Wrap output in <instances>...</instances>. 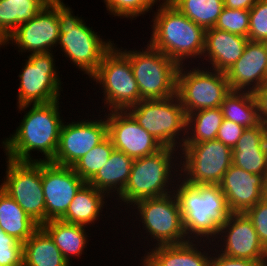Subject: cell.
I'll list each match as a JSON object with an SVG mask.
<instances>
[{
	"mask_svg": "<svg viewBox=\"0 0 267 266\" xmlns=\"http://www.w3.org/2000/svg\"><path fill=\"white\" fill-rule=\"evenodd\" d=\"M59 100L47 104L22 105L17 107L24 113L13 134L2 139L6 157L23 162H51L56 154L63 122ZM29 110H28V109ZM22 111V112H21ZM24 111V112H23ZM41 153V158L32 152ZM36 157V158H35Z\"/></svg>",
	"mask_w": 267,
	"mask_h": 266,
	"instance_id": "6da1fadb",
	"label": "cell"
},
{
	"mask_svg": "<svg viewBox=\"0 0 267 266\" xmlns=\"http://www.w3.org/2000/svg\"><path fill=\"white\" fill-rule=\"evenodd\" d=\"M152 17V34L147 41L151 47L170 57L179 66L200 63L205 47L206 30L203 27L186 17L169 1L159 3L156 10L152 11Z\"/></svg>",
	"mask_w": 267,
	"mask_h": 266,
	"instance_id": "7a4b0ae2",
	"label": "cell"
},
{
	"mask_svg": "<svg viewBox=\"0 0 267 266\" xmlns=\"http://www.w3.org/2000/svg\"><path fill=\"white\" fill-rule=\"evenodd\" d=\"M175 194L189 240L212 242L232 213L219 185H191L179 178Z\"/></svg>",
	"mask_w": 267,
	"mask_h": 266,
	"instance_id": "3957f363",
	"label": "cell"
},
{
	"mask_svg": "<svg viewBox=\"0 0 267 266\" xmlns=\"http://www.w3.org/2000/svg\"><path fill=\"white\" fill-rule=\"evenodd\" d=\"M179 178L178 149L163 147L155 154L134 159L128 183L123 192L115 198L113 207L124 213L141 199L171 194ZM123 206L125 211L122 210Z\"/></svg>",
	"mask_w": 267,
	"mask_h": 266,
	"instance_id": "277c9868",
	"label": "cell"
},
{
	"mask_svg": "<svg viewBox=\"0 0 267 266\" xmlns=\"http://www.w3.org/2000/svg\"><path fill=\"white\" fill-rule=\"evenodd\" d=\"M64 0H50L49 5L56 11L59 19V38L56 48L62 57L70 60L73 67L82 75L90 77L97 71L105 53L115 44L114 40L104 39L101 34L87 26L85 19L74 15L72 7ZM60 45V46H59ZM58 46V47H57ZM64 54V55H63Z\"/></svg>",
	"mask_w": 267,
	"mask_h": 266,
	"instance_id": "5b68a950",
	"label": "cell"
},
{
	"mask_svg": "<svg viewBox=\"0 0 267 266\" xmlns=\"http://www.w3.org/2000/svg\"><path fill=\"white\" fill-rule=\"evenodd\" d=\"M127 213L129 216L126 219L130 220L128 217H132L130 220L133 222L132 228L141 230L140 224L142 223L141 231L143 232L139 231L141 238L138 235L141 246L143 243L146 245L145 241H147V247L183 244L190 241L185 233L182 214L174 193L141 199L130 206L124 215L126 216ZM135 221L139 224L138 226L134 224Z\"/></svg>",
	"mask_w": 267,
	"mask_h": 266,
	"instance_id": "8992f818",
	"label": "cell"
},
{
	"mask_svg": "<svg viewBox=\"0 0 267 266\" xmlns=\"http://www.w3.org/2000/svg\"><path fill=\"white\" fill-rule=\"evenodd\" d=\"M116 44L105 53L97 71L89 79L96 83L93 86H100L97 93H103L102 108L105 110L102 112L126 111L141 101L129 57Z\"/></svg>",
	"mask_w": 267,
	"mask_h": 266,
	"instance_id": "52a82bcc",
	"label": "cell"
},
{
	"mask_svg": "<svg viewBox=\"0 0 267 266\" xmlns=\"http://www.w3.org/2000/svg\"><path fill=\"white\" fill-rule=\"evenodd\" d=\"M120 49L129 57L141 100L165 99L176 95L179 65L175 61L148 43L139 50Z\"/></svg>",
	"mask_w": 267,
	"mask_h": 266,
	"instance_id": "ba28073f",
	"label": "cell"
},
{
	"mask_svg": "<svg viewBox=\"0 0 267 266\" xmlns=\"http://www.w3.org/2000/svg\"><path fill=\"white\" fill-rule=\"evenodd\" d=\"M126 111L163 147L180 150L184 145L187 116L177 94L165 99L141 100Z\"/></svg>",
	"mask_w": 267,
	"mask_h": 266,
	"instance_id": "9c48e42d",
	"label": "cell"
},
{
	"mask_svg": "<svg viewBox=\"0 0 267 266\" xmlns=\"http://www.w3.org/2000/svg\"><path fill=\"white\" fill-rule=\"evenodd\" d=\"M230 91L224 72L198 64L178 68L176 94L186 116L194 111L220 107Z\"/></svg>",
	"mask_w": 267,
	"mask_h": 266,
	"instance_id": "30bf717a",
	"label": "cell"
},
{
	"mask_svg": "<svg viewBox=\"0 0 267 266\" xmlns=\"http://www.w3.org/2000/svg\"><path fill=\"white\" fill-rule=\"evenodd\" d=\"M22 63L17 94V107L22 105L47 104L62 99L64 87L53 52L35 53ZM58 69V70H57ZM22 71V72H21Z\"/></svg>",
	"mask_w": 267,
	"mask_h": 266,
	"instance_id": "8fae6325",
	"label": "cell"
},
{
	"mask_svg": "<svg viewBox=\"0 0 267 266\" xmlns=\"http://www.w3.org/2000/svg\"><path fill=\"white\" fill-rule=\"evenodd\" d=\"M231 165L232 149L217 139L180 149V178L187 184L219 185Z\"/></svg>",
	"mask_w": 267,
	"mask_h": 266,
	"instance_id": "7c38bea8",
	"label": "cell"
},
{
	"mask_svg": "<svg viewBox=\"0 0 267 266\" xmlns=\"http://www.w3.org/2000/svg\"><path fill=\"white\" fill-rule=\"evenodd\" d=\"M6 171L0 187L39 226L46 222V207L42 187V162H23L5 158Z\"/></svg>",
	"mask_w": 267,
	"mask_h": 266,
	"instance_id": "4fadbf2b",
	"label": "cell"
},
{
	"mask_svg": "<svg viewBox=\"0 0 267 266\" xmlns=\"http://www.w3.org/2000/svg\"><path fill=\"white\" fill-rule=\"evenodd\" d=\"M98 117L63 122L60 130L59 144L51 161L56 165L72 167L81 157L107 137L105 114ZM104 115V116H101ZM101 116V117H100ZM98 118V119H97Z\"/></svg>",
	"mask_w": 267,
	"mask_h": 266,
	"instance_id": "5bb4252c",
	"label": "cell"
},
{
	"mask_svg": "<svg viewBox=\"0 0 267 266\" xmlns=\"http://www.w3.org/2000/svg\"><path fill=\"white\" fill-rule=\"evenodd\" d=\"M221 254L240 259L267 263V249L260 242L252 221L245 213H231L220 226L219 234L212 241Z\"/></svg>",
	"mask_w": 267,
	"mask_h": 266,
	"instance_id": "9a60e30c",
	"label": "cell"
},
{
	"mask_svg": "<svg viewBox=\"0 0 267 266\" xmlns=\"http://www.w3.org/2000/svg\"><path fill=\"white\" fill-rule=\"evenodd\" d=\"M107 136L115 150L124 152L132 159L157 153L163 145L142 128L127 111L104 112Z\"/></svg>",
	"mask_w": 267,
	"mask_h": 266,
	"instance_id": "2e32d148",
	"label": "cell"
},
{
	"mask_svg": "<svg viewBox=\"0 0 267 266\" xmlns=\"http://www.w3.org/2000/svg\"><path fill=\"white\" fill-rule=\"evenodd\" d=\"M86 182L68 166L42 162V187L46 207V222L60 219L76 193Z\"/></svg>",
	"mask_w": 267,
	"mask_h": 266,
	"instance_id": "e0dca14e",
	"label": "cell"
},
{
	"mask_svg": "<svg viewBox=\"0 0 267 266\" xmlns=\"http://www.w3.org/2000/svg\"><path fill=\"white\" fill-rule=\"evenodd\" d=\"M59 35L58 16L56 11L47 4L33 19L21 24L10 35V45H14L21 55L28 52L29 55L53 52Z\"/></svg>",
	"mask_w": 267,
	"mask_h": 266,
	"instance_id": "ac0fdd59",
	"label": "cell"
},
{
	"mask_svg": "<svg viewBox=\"0 0 267 266\" xmlns=\"http://www.w3.org/2000/svg\"><path fill=\"white\" fill-rule=\"evenodd\" d=\"M265 175L249 173L231 165L219 184L229 210L244 213L264 198Z\"/></svg>",
	"mask_w": 267,
	"mask_h": 266,
	"instance_id": "d6986e66",
	"label": "cell"
},
{
	"mask_svg": "<svg viewBox=\"0 0 267 266\" xmlns=\"http://www.w3.org/2000/svg\"><path fill=\"white\" fill-rule=\"evenodd\" d=\"M225 74L232 91L254 92L267 83L264 42L248 41L240 59Z\"/></svg>",
	"mask_w": 267,
	"mask_h": 266,
	"instance_id": "ffe728a7",
	"label": "cell"
},
{
	"mask_svg": "<svg viewBox=\"0 0 267 266\" xmlns=\"http://www.w3.org/2000/svg\"><path fill=\"white\" fill-rule=\"evenodd\" d=\"M145 250L141 256L148 266H209L213 244L190 240L183 244L162 245ZM208 250V251H207Z\"/></svg>",
	"mask_w": 267,
	"mask_h": 266,
	"instance_id": "44dd1931",
	"label": "cell"
},
{
	"mask_svg": "<svg viewBox=\"0 0 267 266\" xmlns=\"http://www.w3.org/2000/svg\"><path fill=\"white\" fill-rule=\"evenodd\" d=\"M248 41L247 37L222 31L215 27L207 29L204 52L200 63L197 64L226 73L240 59Z\"/></svg>",
	"mask_w": 267,
	"mask_h": 266,
	"instance_id": "7402d4cb",
	"label": "cell"
},
{
	"mask_svg": "<svg viewBox=\"0 0 267 266\" xmlns=\"http://www.w3.org/2000/svg\"><path fill=\"white\" fill-rule=\"evenodd\" d=\"M232 164L249 173L267 174V125L246 128L232 149Z\"/></svg>",
	"mask_w": 267,
	"mask_h": 266,
	"instance_id": "603a6c76",
	"label": "cell"
},
{
	"mask_svg": "<svg viewBox=\"0 0 267 266\" xmlns=\"http://www.w3.org/2000/svg\"><path fill=\"white\" fill-rule=\"evenodd\" d=\"M107 199L113 203L104 192L95 189L92 185L86 182L76 193L66 213L60 220L67 223L86 226L89 229L90 227L95 228L94 224H97V221L103 219V216L106 219V216L105 214L103 215L102 211H104V209H108V211L111 209L112 211L113 208H115H107L111 204ZM107 202L109 204H107Z\"/></svg>",
	"mask_w": 267,
	"mask_h": 266,
	"instance_id": "cb8c5ba5",
	"label": "cell"
},
{
	"mask_svg": "<svg viewBox=\"0 0 267 266\" xmlns=\"http://www.w3.org/2000/svg\"><path fill=\"white\" fill-rule=\"evenodd\" d=\"M133 161L124 152L114 149L108 161L87 183L114 201L128 183Z\"/></svg>",
	"mask_w": 267,
	"mask_h": 266,
	"instance_id": "d4e9b609",
	"label": "cell"
},
{
	"mask_svg": "<svg viewBox=\"0 0 267 266\" xmlns=\"http://www.w3.org/2000/svg\"><path fill=\"white\" fill-rule=\"evenodd\" d=\"M53 239L55 245L62 252L64 259L70 266L73 260L79 261L80 256L85 255V250L92 239L88 235V227L67 223L60 219H53L41 226ZM87 228V229H86ZM87 231V232H86ZM89 239V240H88Z\"/></svg>",
	"mask_w": 267,
	"mask_h": 266,
	"instance_id": "484cf974",
	"label": "cell"
},
{
	"mask_svg": "<svg viewBox=\"0 0 267 266\" xmlns=\"http://www.w3.org/2000/svg\"><path fill=\"white\" fill-rule=\"evenodd\" d=\"M0 227L24 243L40 226L0 187Z\"/></svg>",
	"mask_w": 267,
	"mask_h": 266,
	"instance_id": "4316f807",
	"label": "cell"
},
{
	"mask_svg": "<svg viewBox=\"0 0 267 266\" xmlns=\"http://www.w3.org/2000/svg\"><path fill=\"white\" fill-rule=\"evenodd\" d=\"M23 256V266H70L41 226L23 243Z\"/></svg>",
	"mask_w": 267,
	"mask_h": 266,
	"instance_id": "83f0119b",
	"label": "cell"
},
{
	"mask_svg": "<svg viewBox=\"0 0 267 266\" xmlns=\"http://www.w3.org/2000/svg\"><path fill=\"white\" fill-rule=\"evenodd\" d=\"M220 108L224 119L242 125L244 128H253L262 123L253 92L231 90Z\"/></svg>",
	"mask_w": 267,
	"mask_h": 266,
	"instance_id": "f1b7e54d",
	"label": "cell"
},
{
	"mask_svg": "<svg viewBox=\"0 0 267 266\" xmlns=\"http://www.w3.org/2000/svg\"><path fill=\"white\" fill-rule=\"evenodd\" d=\"M220 107L194 111L187 115L184 144L214 140L223 121Z\"/></svg>",
	"mask_w": 267,
	"mask_h": 266,
	"instance_id": "f546056e",
	"label": "cell"
},
{
	"mask_svg": "<svg viewBox=\"0 0 267 266\" xmlns=\"http://www.w3.org/2000/svg\"><path fill=\"white\" fill-rule=\"evenodd\" d=\"M50 0H0V26L10 36L21 24L33 19Z\"/></svg>",
	"mask_w": 267,
	"mask_h": 266,
	"instance_id": "4dcf8cb0",
	"label": "cell"
},
{
	"mask_svg": "<svg viewBox=\"0 0 267 266\" xmlns=\"http://www.w3.org/2000/svg\"><path fill=\"white\" fill-rule=\"evenodd\" d=\"M169 2L205 30L216 25L224 8L223 0H169Z\"/></svg>",
	"mask_w": 267,
	"mask_h": 266,
	"instance_id": "1f68e13d",
	"label": "cell"
},
{
	"mask_svg": "<svg viewBox=\"0 0 267 266\" xmlns=\"http://www.w3.org/2000/svg\"><path fill=\"white\" fill-rule=\"evenodd\" d=\"M113 150L112 141L107 136L101 143L81 157L72 166V169L82 180L88 182L108 161Z\"/></svg>",
	"mask_w": 267,
	"mask_h": 266,
	"instance_id": "d6a6232c",
	"label": "cell"
},
{
	"mask_svg": "<svg viewBox=\"0 0 267 266\" xmlns=\"http://www.w3.org/2000/svg\"><path fill=\"white\" fill-rule=\"evenodd\" d=\"M162 0H103L108 15L121 19L132 20L144 17L147 13L155 9ZM154 6V7H153ZM154 8V9H153ZM109 11V12H108Z\"/></svg>",
	"mask_w": 267,
	"mask_h": 266,
	"instance_id": "836d02e7",
	"label": "cell"
},
{
	"mask_svg": "<svg viewBox=\"0 0 267 266\" xmlns=\"http://www.w3.org/2000/svg\"><path fill=\"white\" fill-rule=\"evenodd\" d=\"M249 23V10L224 7L214 27L248 38Z\"/></svg>",
	"mask_w": 267,
	"mask_h": 266,
	"instance_id": "e575fe53",
	"label": "cell"
},
{
	"mask_svg": "<svg viewBox=\"0 0 267 266\" xmlns=\"http://www.w3.org/2000/svg\"><path fill=\"white\" fill-rule=\"evenodd\" d=\"M248 39L253 42L267 40V0H258L249 10Z\"/></svg>",
	"mask_w": 267,
	"mask_h": 266,
	"instance_id": "d590c367",
	"label": "cell"
},
{
	"mask_svg": "<svg viewBox=\"0 0 267 266\" xmlns=\"http://www.w3.org/2000/svg\"><path fill=\"white\" fill-rule=\"evenodd\" d=\"M23 243L0 227V265L23 266Z\"/></svg>",
	"mask_w": 267,
	"mask_h": 266,
	"instance_id": "8d00e7d4",
	"label": "cell"
},
{
	"mask_svg": "<svg viewBox=\"0 0 267 266\" xmlns=\"http://www.w3.org/2000/svg\"><path fill=\"white\" fill-rule=\"evenodd\" d=\"M244 213L252 221L260 242L267 249V198H263Z\"/></svg>",
	"mask_w": 267,
	"mask_h": 266,
	"instance_id": "74e56055",
	"label": "cell"
},
{
	"mask_svg": "<svg viewBox=\"0 0 267 266\" xmlns=\"http://www.w3.org/2000/svg\"><path fill=\"white\" fill-rule=\"evenodd\" d=\"M245 129L246 128H244L242 125L236 124L227 119H223L216 139L233 149Z\"/></svg>",
	"mask_w": 267,
	"mask_h": 266,
	"instance_id": "f35d334b",
	"label": "cell"
},
{
	"mask_svg": "<svg viewBox=\"0 0 267 266\" xmlns=\"http://www.w3.org/2000/svg\"><path fill=\"white\" fill-rule=\"evenodd\" d=\"M209 266H261L257 261L232 258L219 253L213 246Z\"/></svg>",
	"mask_w": 267,
	"mask_h": 266,
	"instance_id": "ab89813d",
	"label": "cell"
},
{
	"mask_svg": "<svg viewBox=\"0 0 267 266\" xmlns=\"http://www.w3.org/2000/svg\"><path fill=\"white\" fill-rule=\"evenodd\" d=\"M253 95L257 103L259 118L267 125V83L256 89Z\"/></svg>",
	"mask_w": 267,
	"mask_h": 266,
	"instance_id": "60d3db41",
	"label": "cell"
},
{
	"mask_svg": "<svg viewBox=\"0 0 267 266\" xmlns=\"http://www.w3.org/2000/svg\"><path fill=\"white\" fill-rule=\"evenodd\" d=\"M258 0H223L224 7L250 10Z\"/></svg>",
	"mask_w": 267,
	"mask_h": 266,
	"instance_id": "b9f144b4",
	"label": "cell"
},
{
	"mask_svg": "<svg viewBox=\"0 0 267 266\" xmlns=\"http://www.w3.org/2000/svg\"><path fill=\"white\" fill-rule=\"evenodd\" d=\"M8 45H10V36L0 26V49L3 47L6 48Z\"/></svg>",
	"mask_w": 267,
	"mask_h": 266,
	"instance_id": "7bdbcfd3",
	"label": "cell"
},
{
	"mask_svg": "<svg viewBox=\"0 0 267 266\" xmlns=\"http://www.w3.org/2000/svg\"><path fill=\"white\" fill-rule=\"evenodd\" d=\"M264 198H267V174L265 175V182H264Z\"/></svg>",
	"mask_w": 267,
	"mask_h": 266,
	"instance_id": "ee69618b",
	"label": "cell"
},
{
	"mask_svg": "<svg viewBox=\"0 0 267 266\" xmlns=\"http://www.w3.org/2000/svg\"><path fill=\"white\" fill-rule=\"evenodd\" d=\"M139 259L141 262V263H139L140 266H148L147 263L143 259H141V258H139Z\"/></svg>",
	"mask_w": 267,
	"mask_h": 266,
	"instance_id": "f6af8a7d",
	"label": "cell"
},
{
	"mask_svg": "<svg viewBox=\"0 0 267 266\" xmlns=\"http://www.w3.org/2000/svg\"><path fill=\"white\" fill-rule=\"evenodd\" d=\"M265 47H266V52H267V40L264 42Z\"/></svg>",
	"mask_w": 267,
	"mask_h": 266,
	"instance_id": "bcb514c9",
	"label": "cell"
}]
</instances>
